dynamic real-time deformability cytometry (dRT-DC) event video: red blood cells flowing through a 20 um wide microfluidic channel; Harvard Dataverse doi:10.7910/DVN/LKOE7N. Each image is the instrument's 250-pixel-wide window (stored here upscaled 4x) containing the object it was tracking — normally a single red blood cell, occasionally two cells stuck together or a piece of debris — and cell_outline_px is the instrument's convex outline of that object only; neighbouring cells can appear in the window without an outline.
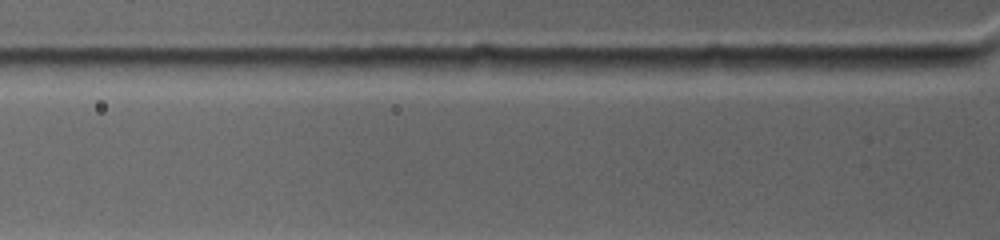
{"species": "common noctule bat (a hibernating species)", "species_latin": "Nyctalus noctula", "temperature_condition": "warm", "stored_images_in_passage": 3, "camera_frame_rate_fps": 4500, "um_per_image_px": 0.085, "animal": {"sex": "female", "body_mass_g": 19.0, "forearm_length_mm": 53.3}, "frame": {"image": 1, "passage_image": 3, "time_ms": 0.889, "image_size_px": [1000, 240], "cell_outline_px": [[968, 64], [944, 68], [880, 76], [860, 68], [860, 64], [864, 56], [948, 56]], "centroid_in_image_um": [77.02, 5.44], "position_along_channel_um": 48.8, "area_um2": 10.75}}